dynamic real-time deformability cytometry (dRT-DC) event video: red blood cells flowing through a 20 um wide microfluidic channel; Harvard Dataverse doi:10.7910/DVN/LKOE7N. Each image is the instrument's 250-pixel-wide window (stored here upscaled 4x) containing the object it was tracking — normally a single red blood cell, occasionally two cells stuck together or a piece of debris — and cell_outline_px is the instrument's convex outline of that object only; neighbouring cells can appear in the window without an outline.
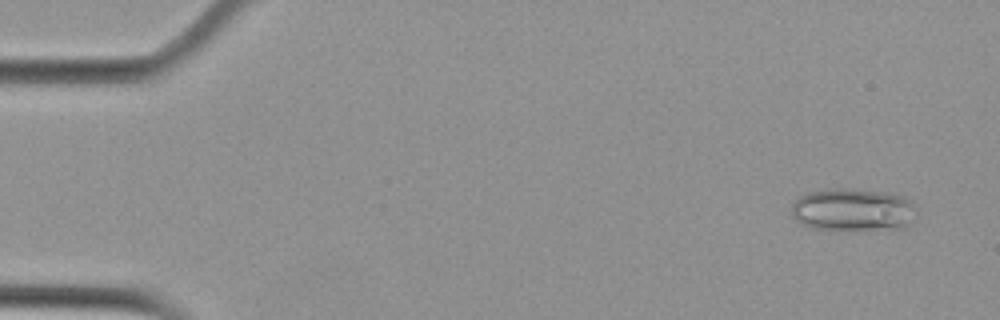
{"species": "Egyptian fruit bat (a non-hibernating species)", "species_latin": "Rousettus aegyptiacus", "temperature_condition": "cold", "stored_images_in_passage": 55, "camera_frame_rate_fps": 3000, "um_per_image_px": 0.085, "animal": {"sex": "female"}, "frame": {"image": 1, "passage_image": 3, "time_ms": 0.667, "image_size_px": [1000, 320], "cell_outline_px": [[916, 204], [908, 228], [812, 228], [796, 220], [792, 216], [792, 204], [800, 196], [808, 192], [836, 188], [844, 188], [888, 192], [904, 196]], "centroid_in_image_um": [72.51, 17.79], "position_along_channel_um": 12.5, "area_um2": 30.58}}
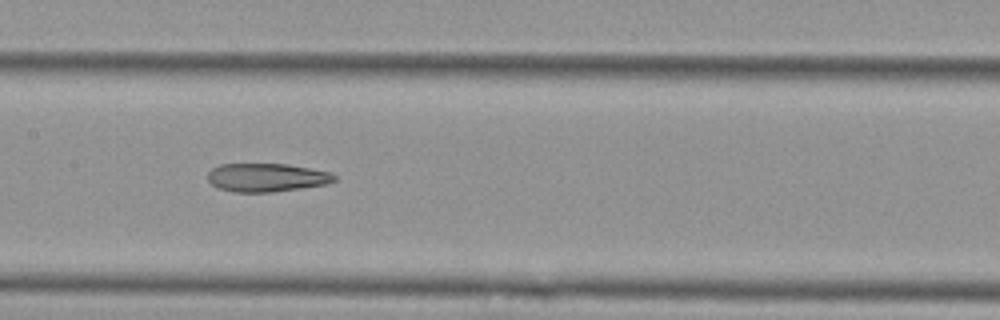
{"frame": {"image": 2, "passage_image": 27, "time_ms": 8.667, "image_size_px": [1000, 320], "cell_outline_px": [[336, 180], [324, 184], [300, 188], [272, 192], [232, 192], [220, 188], [212, 184], [208, 180], [208, 172], [212, 168], [220, 164], [288, 164], [328, 172], [336, 176]], "centroid_in_image_um": [22.62, 15.08], "position_along_channel_um": 184.8, "area_um2": 20.75}}
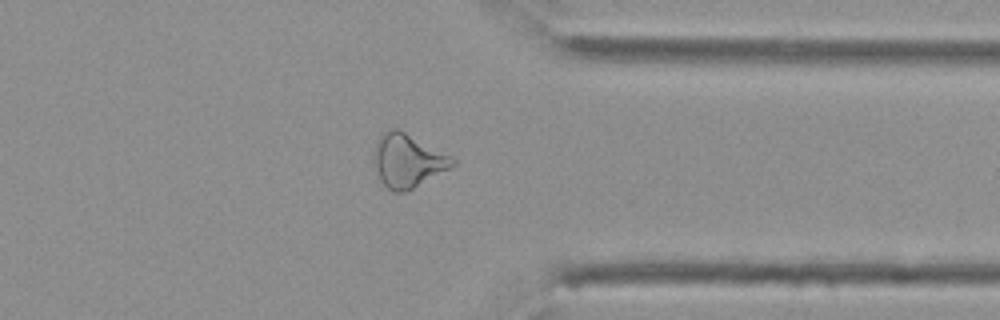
{"frame": {"image": 3, "passage_image": 43, "time_ms": 14.0, "image_size_px": [1000, 320], "cell_outline_px": [[456, 164], [408, 192], [392, 192], [380, 180], [372, 160], [372, 152], [376, 140], [388, 128], [400, 128], [452, 156], [456, 160]], "centroid_in_image_um": [34.63, 13.63], "position_along_channel_um": 376.8, "area_um2": 25.03}, "authors_computed_cell_mechanics": {"area_um2": 25.0852, "velocity_mm_per_s": 3.6924, "shape_relaxation_time_tau1_ms": null, "shape_relaxation_time_tau2_ms": 8.1573, "deformation_change_tau1": null, "deformation_change_tau2": 0.204}}